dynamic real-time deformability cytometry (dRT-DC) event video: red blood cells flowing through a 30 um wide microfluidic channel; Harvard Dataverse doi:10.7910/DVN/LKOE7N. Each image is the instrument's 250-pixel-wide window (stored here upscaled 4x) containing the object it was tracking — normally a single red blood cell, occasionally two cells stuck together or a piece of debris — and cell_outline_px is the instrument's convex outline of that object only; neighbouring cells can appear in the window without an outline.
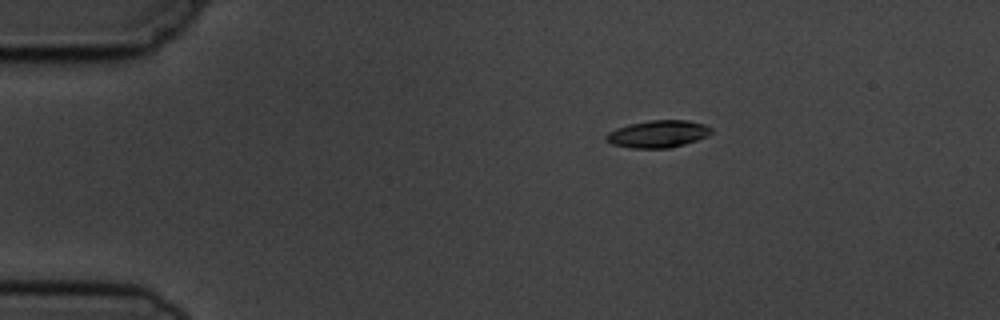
{"species": "common noctule bat (a hibernating species)", "species_latin": "Nyctalus noctula", "temperature_condition": "cold", "stored_images_in_passage": 5, "camera_frame_rate_fps": 3000, "um_per_image_px": 0.085, "animal": {"sex": "male", "body_mass_g": 19.5, "forearm_length_mm": 54.6}, "frame": {"image": 1, "passage_image": 3, "time_ms": 2.333, "image_size_px": [1000, 320], "cell_outline_px": [[712, 132], [708, 136], [684, 144], [668, 148], [632, 148], [612, 144], [604, 136], [608, 132], [616, 128], [628, 124], [648, 120], [688, 120], [704, 124], [712, 128]], "centroid_in_image_um": [55.93, 11.37], "position_along_channel_um": 29.1, "area_um2": 16.7}}
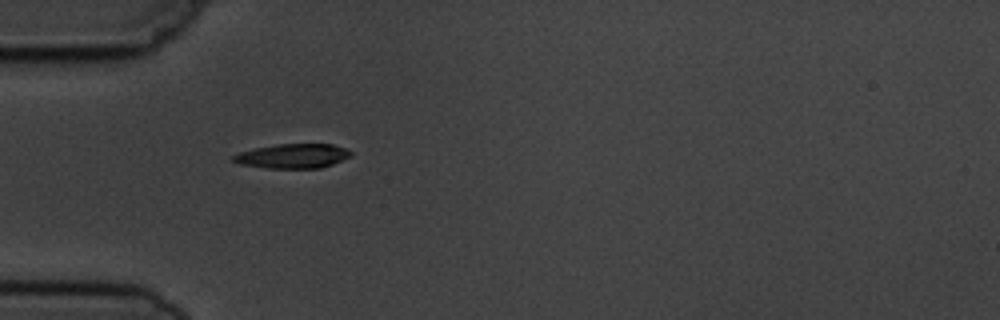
{"frame": {"image": 2, "passage_image": 5, "time_ms": 4.667, "image_size_px": [1000, 320], "cell_outline_px": [[352, 156], [332, 164], [320, 168], [268, 168], [240, 164], [232, 160], [232, 156], [240, 152], [256, 148], [276, 144], [332, 144], [344, 148], [352, 152]], "centroid_in_image_um": [24.9, 13.26], "position_along_channel_um": 60.1, "area_um2": 16.65}}